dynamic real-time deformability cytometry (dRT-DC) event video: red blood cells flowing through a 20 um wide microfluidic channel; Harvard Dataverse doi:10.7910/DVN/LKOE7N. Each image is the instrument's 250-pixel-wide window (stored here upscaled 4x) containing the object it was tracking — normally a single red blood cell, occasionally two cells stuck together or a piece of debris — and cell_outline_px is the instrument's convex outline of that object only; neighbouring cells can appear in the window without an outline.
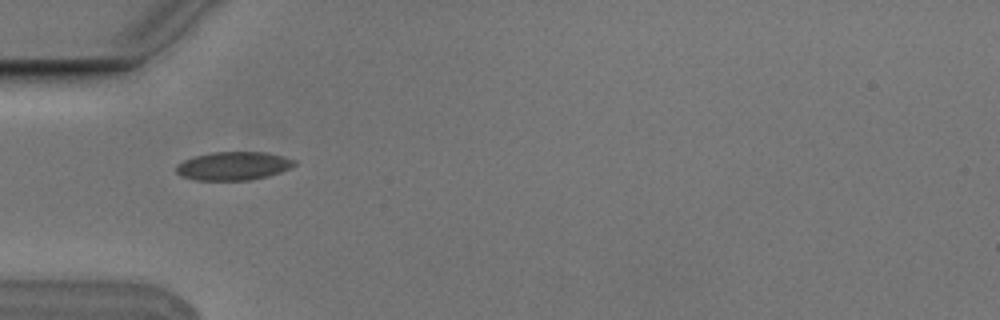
{"species": "Egyptian fruit bat (a non-hibernating species)", "species_latin": "Rousettus aegyptiacus", "temperature_condition": "cold", "stored_images_in_passage": 2, "camera_frame_rate_fps": 3000, "um_per_image_px": 0.085, "animal": {"sex": "male"}, "frame": {"image": 1, "passage_image": 1, "time_ms": 0.0, "image_size_px": [1000, 320], "cell_outline_px": [[296, 164], [280, 172], [248, 180], [196, 180], [180, 176], [176, 172], [176, 164], [184, 160], [196, 156], [212, 152], [264, 152], [284, 156], [296, 160]], "centroid_in_image_um": [19.81, 14.1], "position_along_channel_um": 65.2, "area_um2": 19.42}}